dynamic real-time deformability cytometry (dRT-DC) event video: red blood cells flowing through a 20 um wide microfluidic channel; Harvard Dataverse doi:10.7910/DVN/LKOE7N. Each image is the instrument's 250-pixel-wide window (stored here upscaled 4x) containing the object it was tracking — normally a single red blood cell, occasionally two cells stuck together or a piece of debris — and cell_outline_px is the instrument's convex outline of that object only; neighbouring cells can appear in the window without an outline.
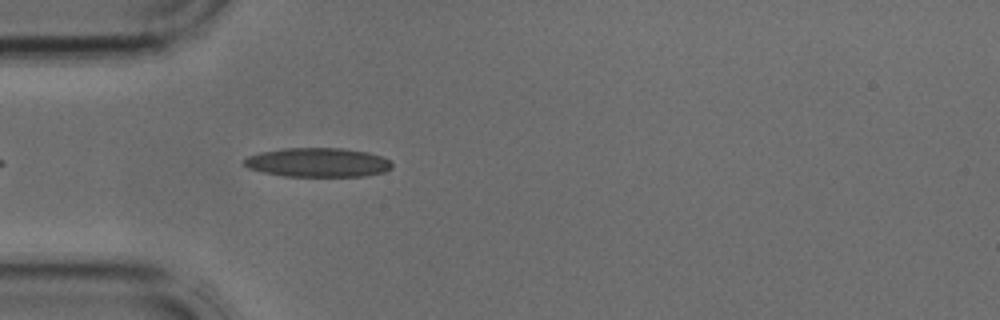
{"species": "common noctule bat (a hibernating species)", "species_latin": "Nyctalus noctula", "temperature_condition": "cold", "stored_images_in_passage": 3, "camera_frame_rate_fps": 3000, "um_per_image_px": 0.085, "animal": {"sex": "male", "body_mass_g": 17.9, "forearm_length_mm": 54.2}, "frame": {"image": 1, "passage_image": 3, "time_ms": 0.667, "image_size_px": [1000, 320], "cell_outline_px": [[392, 168], [384, 172], [364, 176], [284, 176], [264, 172], [248, 168], [244, 164], [244, 160], [248, 156], [260, 152], [284, 148], [344, 148], [368, 152], [384, 156], [392, 160]], "centroid_in_image_um": [27.07, 13.8], "position_along_channel_um": 57.9, "area_um2": 25.26}}